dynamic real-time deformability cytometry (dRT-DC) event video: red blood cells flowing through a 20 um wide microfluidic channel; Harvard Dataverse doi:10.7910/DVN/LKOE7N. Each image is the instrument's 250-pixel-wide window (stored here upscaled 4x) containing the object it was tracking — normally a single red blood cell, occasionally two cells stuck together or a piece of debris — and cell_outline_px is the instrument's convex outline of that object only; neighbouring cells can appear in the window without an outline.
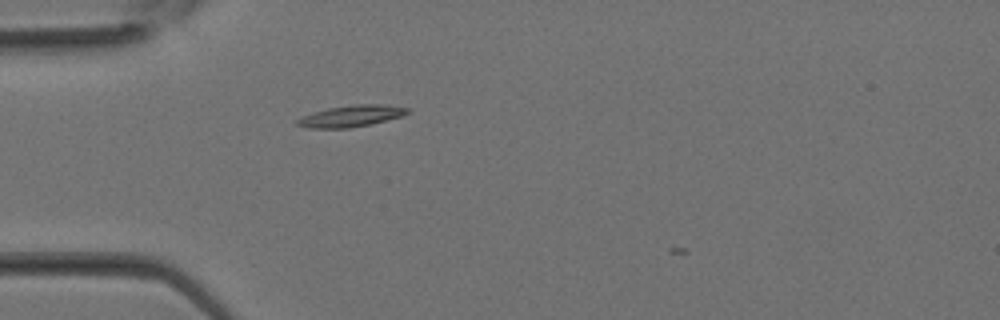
{"species": "Egyptian fruit bat (a non-hibernating species)", "species_latin": "Rousettus aegyptiacus", "temperature_condition": "room temperature", "stored_images_in_passage": 4, "camera_frame_rate_fps": 3000, "um_per_image_px": 0.085, "animal": {"sex": "female"}, "frame": {"image": 1, "passage_image": 1, "time_ms": 0.0, "image_size_px": [1000, 320], "cell_outline_px": [[412, 112], [400, 116], [372, 124], [348, 128], [308, 128], [296, 124], [296, 120], [312, 112], [328, 108], [352, 104], [384, 104], [408, 108]], "centroid_in_image_um": [29.86, 9.85], "position_along_channel_um": 55.1, "area_um2": 13.81}}
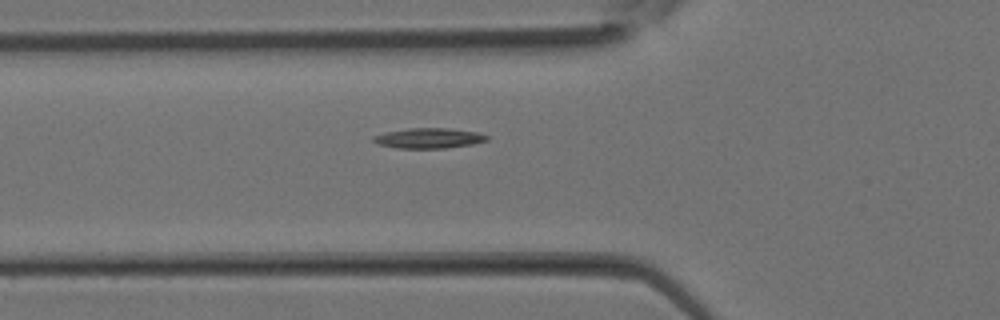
{"frame": {"image": 2, "passage_image": 3, "time_ms": 0.667, "image_size_px": [1000, 320], "cell_outline_px": [[488, 140], [472, 144], [444, 148], [400, 148], [380, 144], [372, 140], [372, 136], [388, 132], [408, 128], [448, 128], [476, 132], [488, 136]], "centroid_in_image_um": [36.46, 11.74], "position_along_channel_um": 89.3, "area_um2": 13.12}}